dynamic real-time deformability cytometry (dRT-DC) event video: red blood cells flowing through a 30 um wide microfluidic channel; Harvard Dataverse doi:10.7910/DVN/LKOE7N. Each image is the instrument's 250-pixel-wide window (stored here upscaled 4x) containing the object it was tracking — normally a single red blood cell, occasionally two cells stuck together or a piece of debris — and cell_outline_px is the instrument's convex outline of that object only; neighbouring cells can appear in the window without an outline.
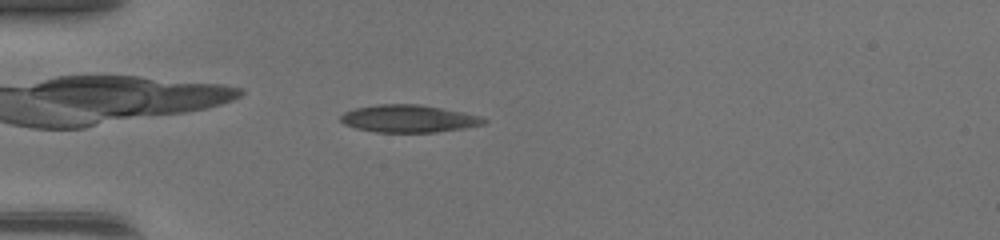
{"species": "common noctule bat (a hibernating species)", "species_latin": "Nyctalus noctula", "temperature_condition": "warm", "stored_images_in_passage": 47, "camera_frame_rate_fps": 3000, "um_per_image_px": 0.085, "animal": {"sex": "female", "body_mass_g": 17.0, "forearm_length_mm": 48.0}, "frame": {"image": 1, "passage_image": 14, "time_ms": 4.333, "image_size_px": [1000, 240], "cell_outline_px": [[488, 120], [484, 124], [464, 128], [436, 132], [376, 132], [356, 128], [344, 124], [340, 120], [340, 116], [344, 112], [356, 108], [376, 104], [420, 104], [464, 112], [480, 116]], "centroid_in_image_um": [34.74, 10.08], "position_along_channel_um": 50.3, "area_um2": 22.95}}
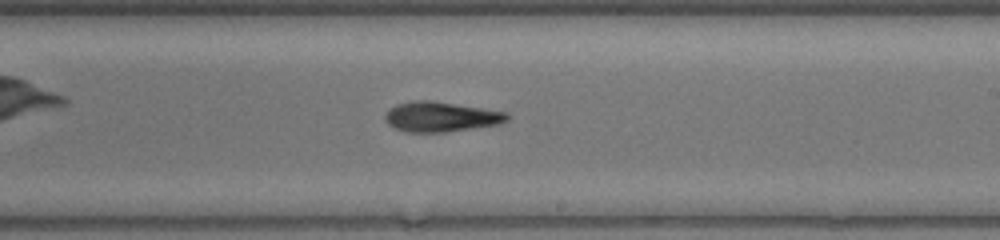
{"frame": {"image": 2, "passage_image": 29, "time_ms": 9.333, "image_size_px": [1000, 240], "cell_outline_px": [[508, 120], [500, 124], [444, 132], [404, 132], [388, 124], [384, 116], [396, 104], [412, 100], [428, 100], [508, 112]], "centroid_in_image_um": [37.47, 9.93], "position_along_channel_um": 251.5, "area_um2": 21.1}}
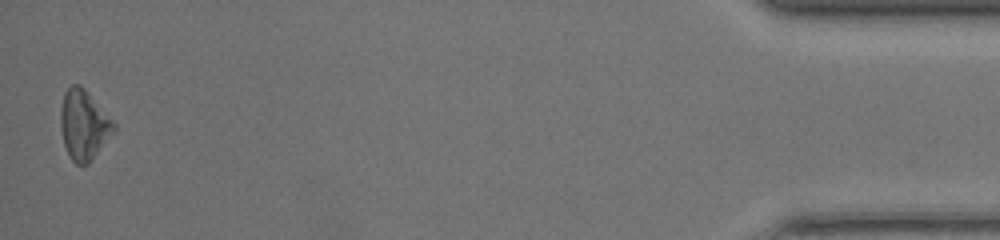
{"frame": {"image": 3, "passage_image": 47, "time_ms": 15.333, "image_size_px": [1000, 240], "cell_outline_px": [[116, 132], [88, 164], [76, 164], [68, 156], [64, 144], [60, 124], [60, 108], [64, 92], [72, 84], [80, 84], [84, 88], [116, 124]], "centroid_in_image_um": [7.13, 10.63], "position_along_channel_um": 428.1, "area_um2": 21.79}, "authors_computed_cell_mechanics": {"area_um2": 21.7906, "velocity_mm_per_s": 4.4003, "shape_relaxation_time_tau1_ms": 4.1583, "shape_relaxation_time_tau2_ms": 5.6871, "deformation_change_tau1": 0.1399, "deformation_change_tau2": 0.1682}}